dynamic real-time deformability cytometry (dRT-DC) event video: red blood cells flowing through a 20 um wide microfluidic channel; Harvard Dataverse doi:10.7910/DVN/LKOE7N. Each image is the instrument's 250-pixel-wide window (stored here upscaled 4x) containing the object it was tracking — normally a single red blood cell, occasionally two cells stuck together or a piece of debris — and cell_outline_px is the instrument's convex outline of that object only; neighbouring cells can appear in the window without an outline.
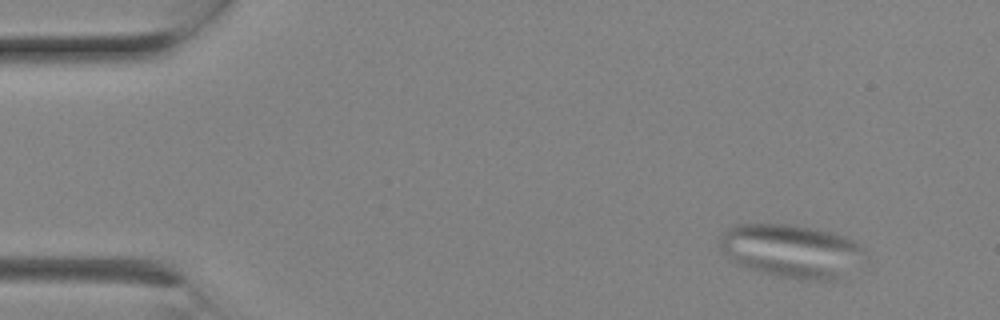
{"species": "Egyptian fruit bat (a non-hibernating species)", "species_latin": "Rousettus aegyptiacus", "temperature_condition": "room temperature", "stored_images_in_passage": 1, "camera_frame_rate_fps": 3000, "um_per_image_px": 0.085, "animal": {"sex": "female"}, "frame": {"image": 1, "passage_image": 1, "time_ms": 0.0, "image_size_px": [1000, 320], "cell_outline_px": [[868, 256], [844, 276], [836, 280], [804, 280], [780, 276], [760, 272], [748, 268], [732, 260], [720, 248], [720, 236], [724, 228], [732, 224], [788, 224], [832, 232], [844, 236], [860, 244], [864, 248]], "centroid_in_image_um": [67.3, 21.32], "position_along_channel_um": 17.7, "area_um2": 45.37}}